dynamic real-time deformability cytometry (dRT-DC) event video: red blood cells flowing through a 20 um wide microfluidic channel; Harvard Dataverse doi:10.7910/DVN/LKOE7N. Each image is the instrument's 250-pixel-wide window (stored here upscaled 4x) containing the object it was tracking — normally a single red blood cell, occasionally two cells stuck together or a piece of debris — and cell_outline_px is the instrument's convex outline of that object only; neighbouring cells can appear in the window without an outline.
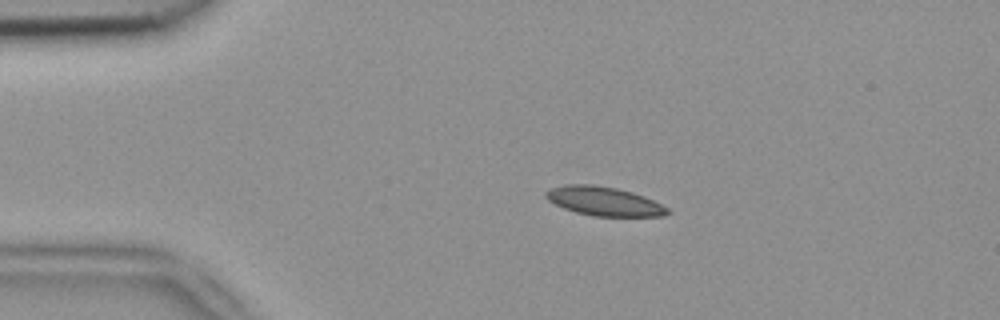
{"species": "common noctule bat (a hibernating species)", "species_latin": "Nyctalus noctula", "temperature_condition": "room temperature", "stored_images_in_passage": 3, "camera_frame_rate_fps": 3000, "um_per_image_px": 0.085, "animal": {"sex": "female", "body_mass_g": 18.4}, "frame": {"image": 1, "passage_image": 2, "time_ms": 0.333, "image_size_px": [1000, 320], "cell_outline_px": [[672, 212], [664, 216], [592, 216], [576, 212], [564, 208], [548, 200], [544, 196], [544, 192], [548, 188], [564, 184], [592, 184], [616, 188], [632, 192], [644, 196], [668, 208]], "centroid_in_image_um": [51.31, 17.1], "position_along_channel_um": 33.7, "area_um2": 20.63}}